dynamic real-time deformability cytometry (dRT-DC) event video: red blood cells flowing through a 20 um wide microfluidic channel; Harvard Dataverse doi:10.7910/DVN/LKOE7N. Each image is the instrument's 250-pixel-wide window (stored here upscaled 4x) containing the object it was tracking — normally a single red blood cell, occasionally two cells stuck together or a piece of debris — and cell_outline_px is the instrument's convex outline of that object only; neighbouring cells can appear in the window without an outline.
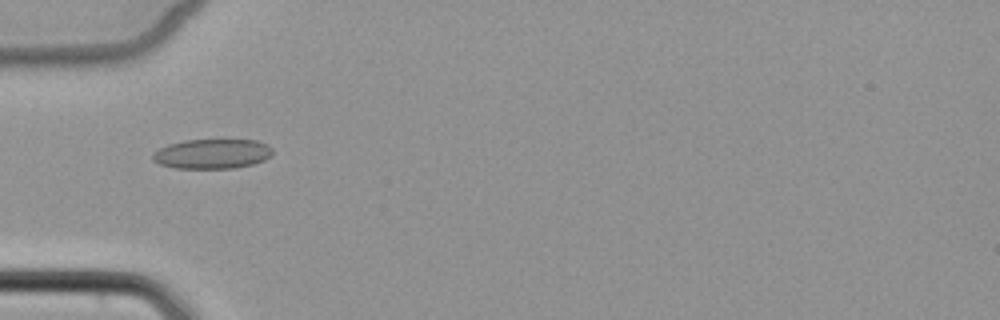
{"species": "common noctule bat (a hibernating species)", "species_latin": "Nyctalus noctula", "temperature_condition": "cold", "stored_images_in_passage": 7, "camera_frame_rate_fps": 3000, "um_per_image_px": 0.085, "animal": {"sex": "female", "body_mass_g": 22.7, "forearm_length_mm": 54.2}, "frame": {"image": 1, "passage_image": 5, "time_ms": 5.0, "image_size_px": [1000, 320], "cell_outline_px": [[272, 152], [264, 160], [252, 164], [236, 168], [176, 168], [160, 164], [152, 160], [152, 156], [160, 148], [168, 144], [184, 140], [256, 140], [268, 144], [272, 148]], "centroid_in_image_um": [18.04, 13.07], "position_along_channel_um": 67.0, "area_um2": 20.63}}
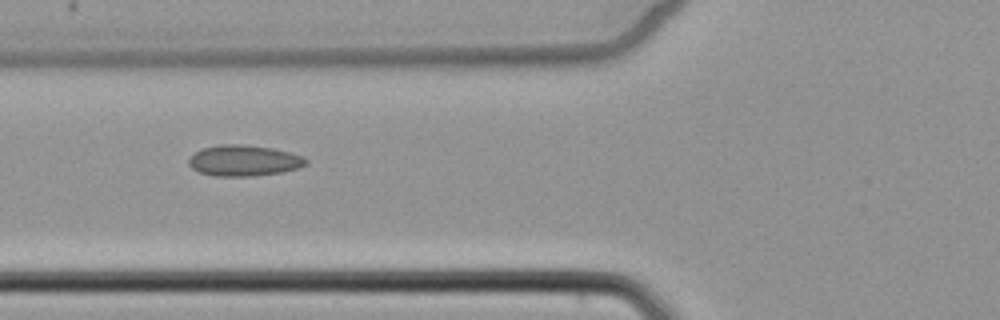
{"frame": {"image": 2, "passage_image": 6, "time_ms": 6.0, "image_size_px": [1000, 320], "cell_outline_px": [[308, 164], [300, 168], [280, 172], [252, 176], [212, 176], [200, 172], [192, 168], [188, 164], [188, 160], [196, 152], [204, 148], [220, 144], [244, 144], [272, 148], [304, 156], [308, 160]], "centroid_in_image_um": [20.76, 13.65], "position_along_channel_um": 105.0, "area_um2": 21.15}}
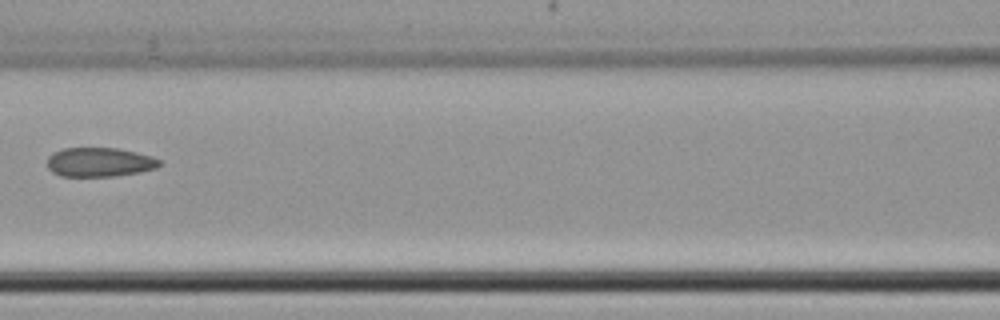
{"frame": {"image": 3, "passage_image": 7, "time_ms": 7.333, "image_size_px": [1000, 320], "cell_outline_px": [[164, 164], [156, 168], [140, 172], [116, 176], [60, 176], [52, 172], [48, 168], [48, 156], [52, 152], [64, 148], [120, 148], [152, 156], [160, 160]], "centroid_in_image_um": [8.48, 13.78], "position_along_channel_um": 158.1, "area_um2": 19.31}}